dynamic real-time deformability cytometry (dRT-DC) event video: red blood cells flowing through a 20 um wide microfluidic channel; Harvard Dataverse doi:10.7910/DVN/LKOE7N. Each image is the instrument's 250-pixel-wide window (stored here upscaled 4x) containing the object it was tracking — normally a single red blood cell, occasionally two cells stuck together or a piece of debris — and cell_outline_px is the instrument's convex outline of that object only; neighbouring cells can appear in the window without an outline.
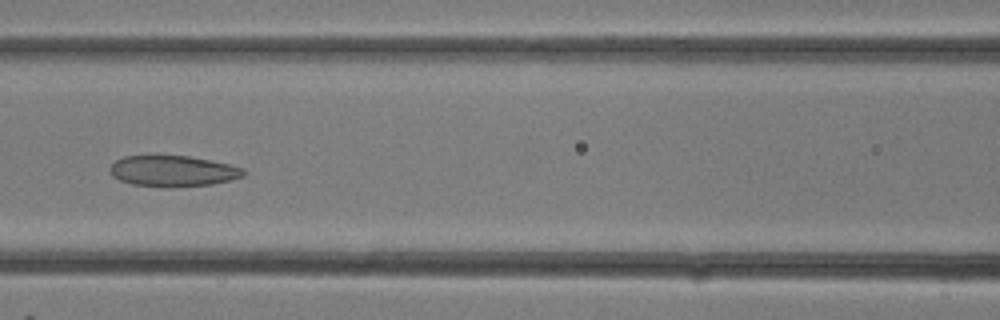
{"species": "common noctule bat (a hibernating species)", "species_latin": "Nyctalus noctula", "temperature_condition": "room temperature", "stored_images_in_passage": 8, "camera_frame_rate_fps": 3000, "um_per_image_px": 0.085, "animal": {"sex": "female"}, "frame": {"image": 1, "passage_image": 5, "time_ms": 1.333, "image_size_px": [1000, 320], "cell_outline_px": [[248, 172], [244, 176], [232, 180], [212, 184], [172, 188], [168, 188], [132, 184], [120, 180], [112, 176], [108, 168], [116, 160], [124, 156], [188, 156], [228, 164], [244, 168]], "centroid_in_image_um": [14.72, 14.56], "position_along_channel_um": 151.9, "area_um2": 24.28}}
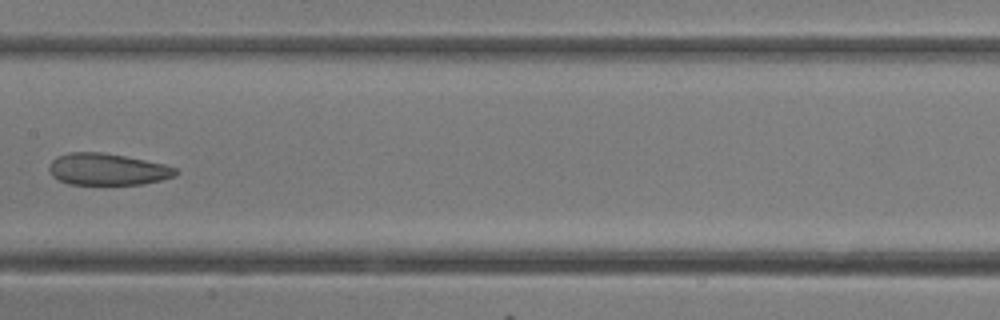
{"frame": {"image": 2, "passage_image": 7, "time_ms": 2.0, "image_size_px": [1000, 320], "cell_outline_px": [[180, 172], [176, 176], [144, 184], [68, 184], [52, 176], [48, 168], [48, 164], [56, 156], [72, 152], [100, 152], [124, 156], [164, 164], [176, 168]], "centroid_in_image_um": [9.12, 14.39], "position_along_channel_um": 198.3, "area_um2": 23.41}}